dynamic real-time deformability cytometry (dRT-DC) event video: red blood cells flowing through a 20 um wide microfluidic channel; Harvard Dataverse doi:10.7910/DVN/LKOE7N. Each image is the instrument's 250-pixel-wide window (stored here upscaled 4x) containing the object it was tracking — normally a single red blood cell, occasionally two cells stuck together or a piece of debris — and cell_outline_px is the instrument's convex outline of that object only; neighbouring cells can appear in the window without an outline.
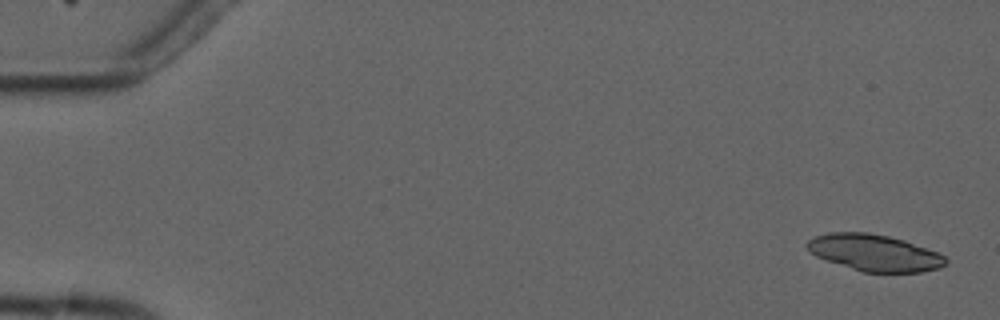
{"species": "common noctule bat (a hibernating species)", "species_latin": "Nyctalus noctula", "temperature_condition": "cold", "stored_images_in_passage": 4, "camera_frame_rate_fps": 3000, "um_per_image_px": 0.085, "animal": {"sex": "male", "forearm_length_mm": 52.5}, "frame": {"image": 1, "passage_image": 1, "time_ms": 0.0, "image_size_px": [1000, 320], "cell_outline_px": [[948, 264], [940, 268], [920, 272], [864, 272], [816, 256], [808, 252], [804, 244], [808, 240], [816, 236], [828, 232], [868, 232], [888, 236], [904, 240], [936, 252], [944, 256], [948, 260]], "centroid_in_image_um": [74.31, 21.47], "position_along_channel_um": 10.7, "area_um2": 29.42}}